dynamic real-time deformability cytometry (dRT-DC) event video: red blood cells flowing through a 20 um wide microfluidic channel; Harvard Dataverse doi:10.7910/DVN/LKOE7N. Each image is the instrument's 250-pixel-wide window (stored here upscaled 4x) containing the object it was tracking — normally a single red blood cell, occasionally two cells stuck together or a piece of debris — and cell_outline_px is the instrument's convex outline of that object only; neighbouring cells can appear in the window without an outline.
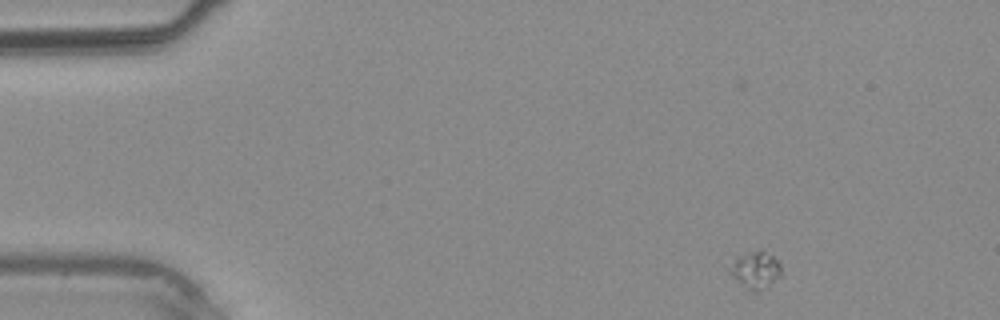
{"species": "common noctule bat (a hibernating species)", "species_latin": "Nyctalus noctula", "temperature_condition": "warm", "stored_images_in_passage": 4, "camera_frame_rate_fps": 3000, "um_per_image_px": 0.085, "animal": {"sex": "male", "body_mass_g": 20.4}, "frame": {"image": 1, "passage_image": 1, "time_ms": 0.0, "image_size_px": [1000, 320], "cell_outline_px": [[784, 276], [752, 292], [740, 284], [732, 276], [728, 268], [736, 256], [752, 252], [764, 252], [772, 256], [780, 264]], "centroid_in_image_um": [64.22, 22.96], "position_along_channel_um": 20.8, "area_um2": 10.81}}